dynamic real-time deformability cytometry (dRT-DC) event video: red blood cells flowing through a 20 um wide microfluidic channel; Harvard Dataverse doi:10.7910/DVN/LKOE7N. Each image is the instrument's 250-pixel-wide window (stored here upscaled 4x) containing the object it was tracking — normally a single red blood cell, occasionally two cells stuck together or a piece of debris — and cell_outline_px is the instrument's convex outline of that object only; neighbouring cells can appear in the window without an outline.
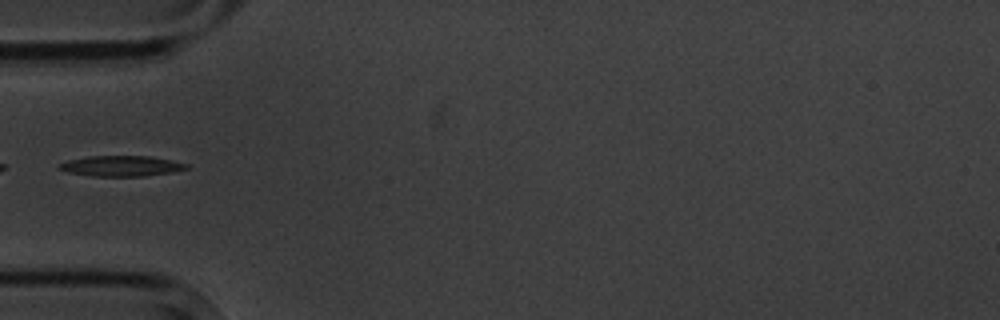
{"species": "common noctule bat (a hibernating species)", "species_latin": "Nyctalus noctula", "temperature_condition": "cold", "stored_images_in_passage": 6, "camera_frame_rate_fps": 3000, "um_per_image_px": 0.085, "animal": {"sex": "male", "body_mass_g": 20.1, "forearm_length_mm": 53.5}, "frame": {"image": 1, "passage_image": 1, "time_ms": 0.0, "image_size_px": [1000, 320], "cell_outline_px": [[188, 168], [172, 172], [144, 176], [92, 176], [68, 172], [56, 168], [56, 164], [68, 160], [88, 156], [148, 156], [172, 160], [188, 164]], "centroid_in_image_um": [10.26, 14.1], "position_along_channel_um": 74.7, "area_um2": 15.26}}
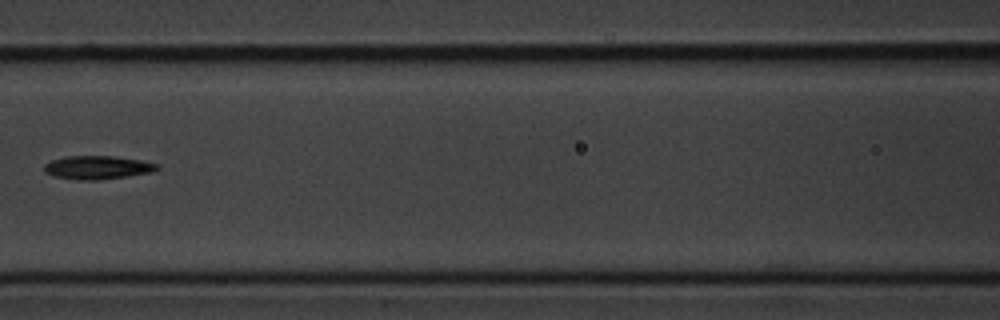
{"frame": {"image": 2, "passage_image": 3, "time_ms": 2.333, "image_size_px": [1000, 320], "cell_outline_px": [[160, 168], [152, 172], [128, 176], [100, 180], [84, 180], [52, 176], [44, 172], [44, 164], [52, 160], [68, 156], [112, 156], [140, 160], [160, 164]], "centroid_in_image_um": [8.3, 14.24], "position_along_channel_um": 158.3, "area_um2": 15.43}}
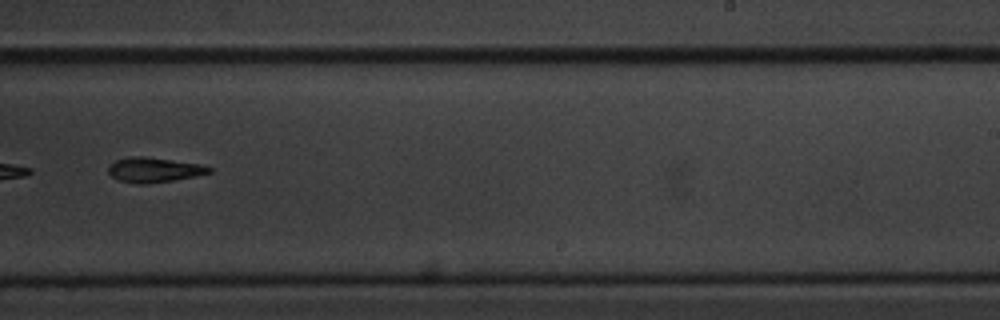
{"frame": {"image": 3, "passage_image": 6, "time_ms": 5.667, "image_size_px": [1000, 320], "cell_outline_px": [[212, 172], [172, 180], [148, 184], [136, 184], [120, 180], [112, 176], [108, 172], [108, 164], [116, 160], [132, 156], [140, 156], [200, 164], [212, 168]], "centroid_in_image_um": [13.04, 14.44], "position_along_channel_um": 276.0, "area_um2": 14.33}}